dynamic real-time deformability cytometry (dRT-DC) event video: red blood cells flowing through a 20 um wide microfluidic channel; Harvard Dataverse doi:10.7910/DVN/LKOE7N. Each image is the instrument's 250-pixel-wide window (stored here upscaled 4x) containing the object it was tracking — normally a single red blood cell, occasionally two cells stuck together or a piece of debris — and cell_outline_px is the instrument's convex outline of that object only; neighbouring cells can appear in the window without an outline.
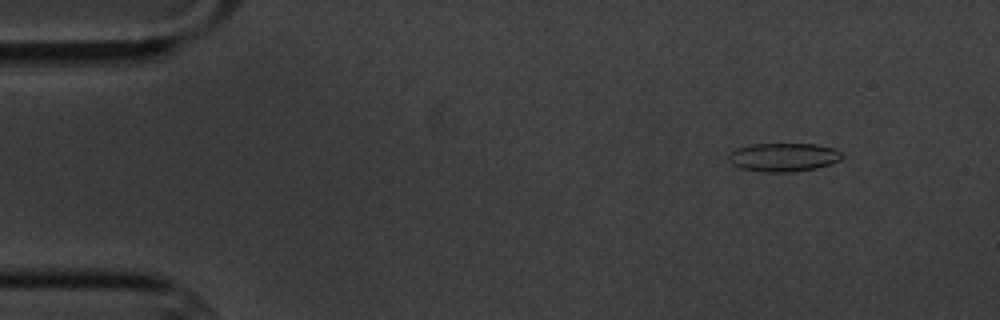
{"species": "common noctule bat (a hibernating species)", "species_latin": "Nyctalus noctula", "temperature_condition": "cold", "stored_images_in_passage": 6, "segment_of_instrument_passage": [1, 2], "camera_frame_rate_fps": 3000, "um_per_image_px": 0.085, "animal": {"sex": "male", "body_mass_g": 20.1, "forearm_length_mm": 53.5}, "frame": {"image": 1, "passage_image": 2, "time_ms": 1.333, "image_size_px": [1000, 320], "cell_outline_px": [[844, 156], [840, 160], [832, 164], [816, 168], [792, 172], [764, 172], [740, 168], [732, 164], [728, 160], [728, 152], [736, 148], [752, 144], [816, 144], [832, 148], [840, 152]], "centroid_in_image_um": [66.57, 13.36], "position_along_channel_um": 18.4, "area_um2": 19.02}}